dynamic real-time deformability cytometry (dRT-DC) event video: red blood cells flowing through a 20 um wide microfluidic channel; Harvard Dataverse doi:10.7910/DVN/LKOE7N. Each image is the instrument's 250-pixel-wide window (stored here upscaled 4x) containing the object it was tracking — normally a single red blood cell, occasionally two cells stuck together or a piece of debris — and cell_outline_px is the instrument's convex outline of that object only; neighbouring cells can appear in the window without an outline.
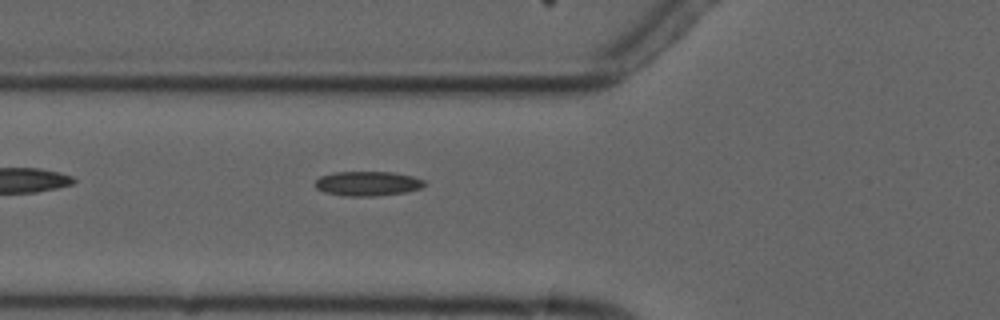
{"species": "common noctule bat (a hibernating species)", "species_latin": "Nyctalus noctula", "temperature_condition": "cold", "stored_images_in_passage": 6, "camera_frame_rate_fps": 3000, "um_per_image_px": 0.085, "animal": {"sex": "male", "forearm_length_mm": 52.5}, "frame": {"image": 1, "passage_image": 6, "time_ms": 6.0, "image_size_px": [1000, 320], "cell_outline_px": [[428, 184], [420, 188], [404, 192], [372, 196], [344, 196], [324, 192], [316, 188], [316, 180], [320, 176], [336, 172], [392, 172], [412, 176], [424, 180]], "centroid_in_image_um": [31.25, 15.6], "position_along_channel_um": 94.5, "area_um2": 15.55}}